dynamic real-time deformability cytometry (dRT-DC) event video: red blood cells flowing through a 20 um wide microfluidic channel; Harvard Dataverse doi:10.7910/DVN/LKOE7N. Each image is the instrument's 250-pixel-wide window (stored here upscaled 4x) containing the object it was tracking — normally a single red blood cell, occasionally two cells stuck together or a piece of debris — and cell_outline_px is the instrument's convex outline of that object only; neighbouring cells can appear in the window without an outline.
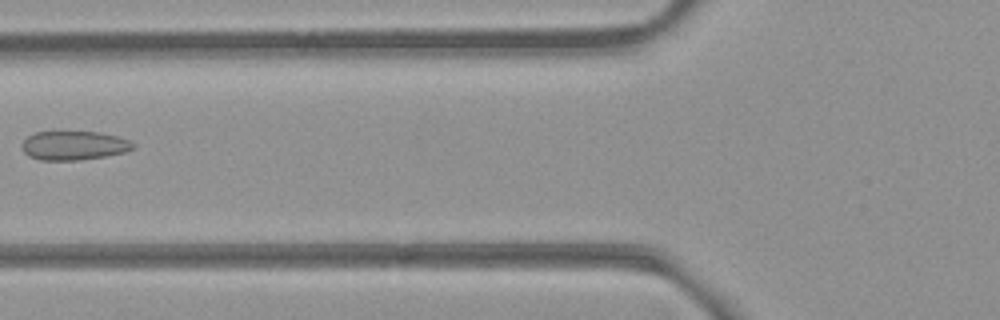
{"species": "common noctule bat (a hibernating species)", "species_latin": "Nyctalus noctula", "temperature_condition": "room temperature", "stored_images_in_passage": 6, "camera_frame_rate_fps": 3000, "um_per_image_px": 0.085, "animal": {"sex": "female", "body_mass_g": 21.9}, "frame": {"image": 1, "passage_image": 5, "time_ms": 1.333, "image_size_px": [1000, 320], "cell_outline_px": [[136, 148], [124, 152], [104, 156], [80, 160], [40, 160], [28, 156], [24, 152], [20, 144], [28, 136], [36, 132], [100, 132], [116, 136], [128, 140], [136, 144]], "centroid_in_image_um": [6.27, 12.37], "position_along_channel_um": 119.5, "area_um2": 18.79}}
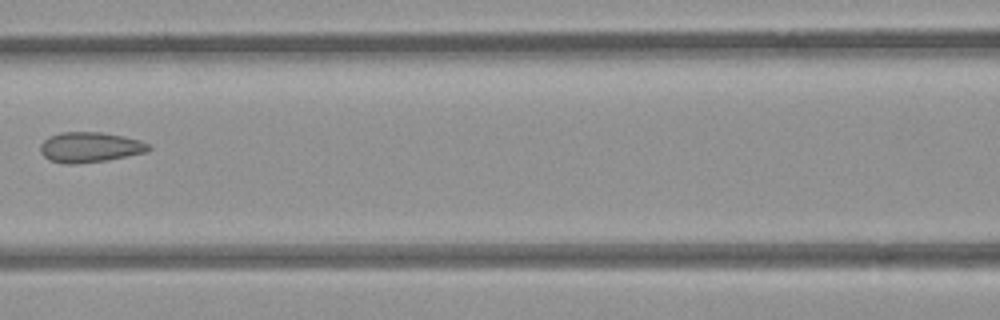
{"frame": {"image": 2, "passage_image": 6, "time_ms": 1.667, "image_size_px": [1000, 320], "cell_outline_px": [[152, 148], [148, 152], [104, 160], [72, 164], [68, 164], [48, 160], [40, 152], [40, 144], [48, 136], [60, 132], [100, 132], [124, 136], [140, 140], [148, 144]], "centroid_in_image_um": [7.62, 12.5], "position_along_channel_um": 159.0, "area_um2": 19.07}}